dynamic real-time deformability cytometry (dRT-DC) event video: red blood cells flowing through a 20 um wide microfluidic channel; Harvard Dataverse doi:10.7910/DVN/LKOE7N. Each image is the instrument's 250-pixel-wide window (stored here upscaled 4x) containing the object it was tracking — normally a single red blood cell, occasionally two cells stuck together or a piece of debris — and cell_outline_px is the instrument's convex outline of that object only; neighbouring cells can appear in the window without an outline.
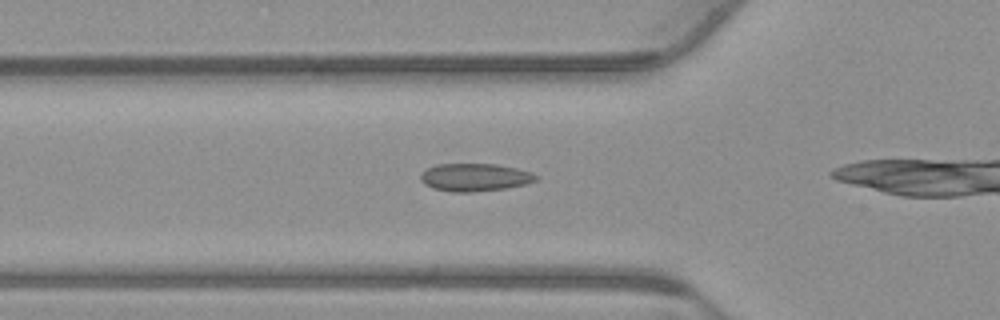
{"species": "common noctule bat (a hibernating species)", "species_latin": "Nyctalus noctula", "temperature_condition": "warm", "stored_images_in_passage": 9, "camera_frame_rate_fps": 3000, "um_per_image_px": 0.085, "animal": {"sex": "male", "body_mass_g": 23.1, "forearm_length_mm": 52.7}, "frame": {"image": 1, "passage_image": 4, "time_ms": 1.0, "image_size_px": [1000, 320], "cell_outline_px": [[540, 176], [536, 180], [524, 184], [504, 188], [468, 192], [452, 192], [432, 188], [424, 184], [420, 180], [420, 172], [436, 164], [496, 164], [516, 168], [532, 172]], "centroid_in_image_um": [40.33, 15.06], "position_along_channel_um": 85.5, "area_um2": 18.67}}
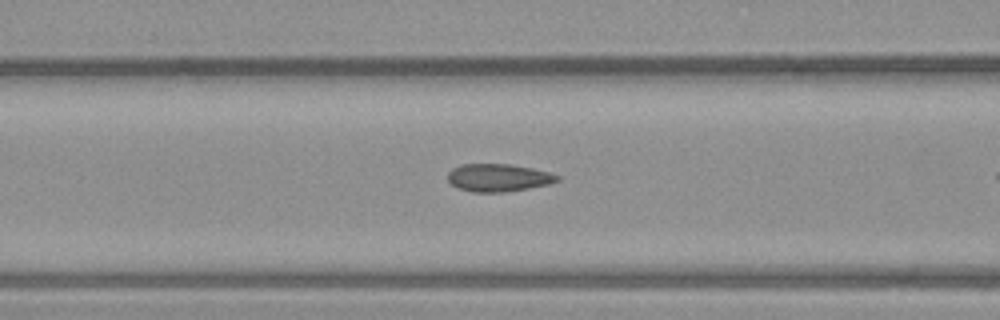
{"frame": {"image": 2, "passage_image": 7, "time_ms": 2.0, "image_size_px": [1000, 320], "cell_outline_px": [[560, 180], [548, 184], [528, 188], [504, 192], [472, 192], [456, 188], [448, 180], [448, 172], [452, 168], [460, 164], [512, 164], [532, 168], [548, 172], [560, 176]], "centroid_in_image_um": [42.33, 15.1], "position_along_channel_um": 124.3, "area_um2": 17.74}}